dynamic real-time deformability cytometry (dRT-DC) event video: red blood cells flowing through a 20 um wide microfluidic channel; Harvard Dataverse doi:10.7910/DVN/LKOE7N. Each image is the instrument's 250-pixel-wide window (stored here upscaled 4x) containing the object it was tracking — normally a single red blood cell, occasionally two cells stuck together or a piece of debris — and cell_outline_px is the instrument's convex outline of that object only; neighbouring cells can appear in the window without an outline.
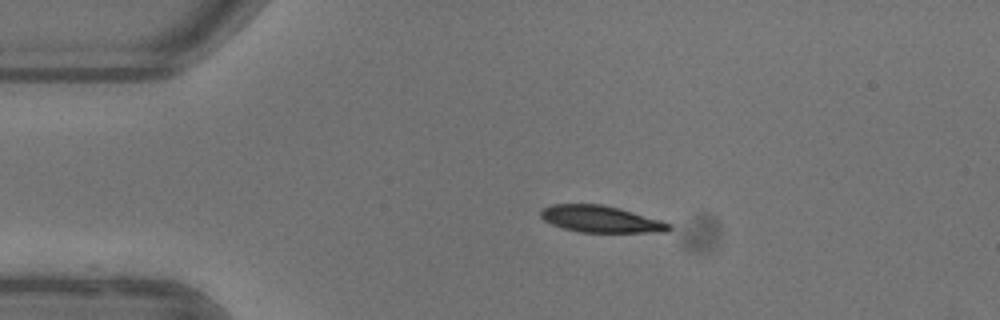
{"species": "common noctule bat (a hibernating species)", "species_latin": "Nyctalus noctula", "temperature_condition": "warm", "stored_images_in_passage": 43, "camera_frame_rate_fps": 3000, "um_per_image_px": 0.085, "animal": {"sex": "female"}, "frame": {"image": 1, "passage_image": 1, "time_ms": 0.0, "image_size_px": [1000, 320], "cell_outline_px": [[672, 228], [668, 232], [580, 232], [564, 228], [552, 224], [544, 220], [540, 216], [540, 212], [544, 208], [552, 204], [600, 204], [620, 208], [660, 220], [672, 224]], "centroid_in_image_um": [51.09, 18.62], "position_along_channel_um": 33.9, "area_um2": 19.88}}
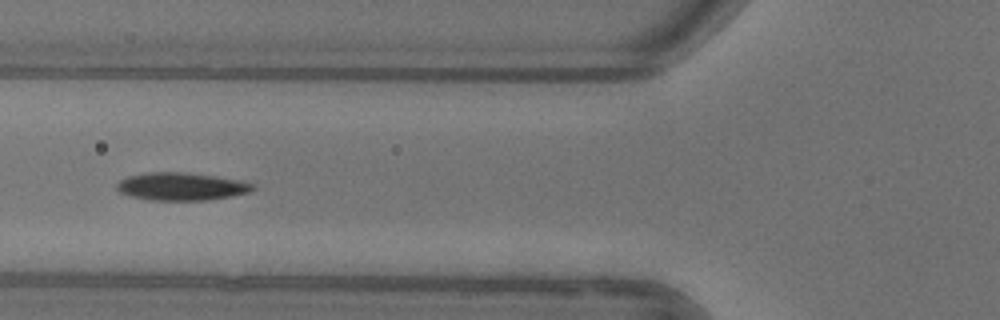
{"frame": {"image": 2, "passage_image": 10, "time_ms": 3.0, "image_size_px": [1000, 320], "cell_outline_px": [[256, 188], [252, 192], [204, 200], [152, 200], [132, 196], [120, 192], [116, 188], [116, 184], [120, 180], [128, 176], [148, 172], [184, 172], [212, 176], [236, 180], [252, 184]], "centroid_in_image_um": [15.37, 15.85], "position_along_channel_um": 110.4, "area_um2": 21.62}}
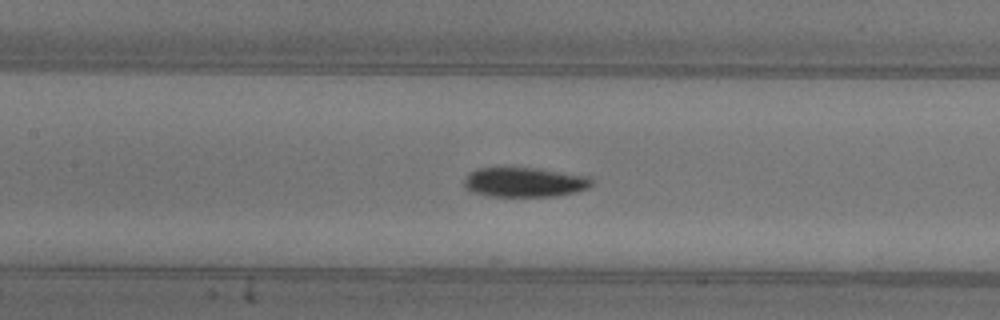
{"frame": {"image": 3, "passage_image": 14, "time_ms": 4.333, "image_size_px": [1000, 320], "cell_outline_px": [[592, 184], [588, 188], [576, 192], [556, 196], [488, 196], [472, 192], [464, 184], [464, 180], [468, 172], [480, 168], [536, 168], [592, 176]], "centroid_in_image_um": [44.62, 15.48], "position_along_channel_um": 162.8, "area_um2": 22.08}, "authors_computed_cell_mechanics": {"area_um2": 21.9062, "velocity_mm_per_s": 3.9115, "shape_relaxation_time_tau1_ms": 3.0676, "shape_relaxation_time_tau2_ms": null, "deformation_change_tau1": 0.1487, "deformation_change_tau2": null}}